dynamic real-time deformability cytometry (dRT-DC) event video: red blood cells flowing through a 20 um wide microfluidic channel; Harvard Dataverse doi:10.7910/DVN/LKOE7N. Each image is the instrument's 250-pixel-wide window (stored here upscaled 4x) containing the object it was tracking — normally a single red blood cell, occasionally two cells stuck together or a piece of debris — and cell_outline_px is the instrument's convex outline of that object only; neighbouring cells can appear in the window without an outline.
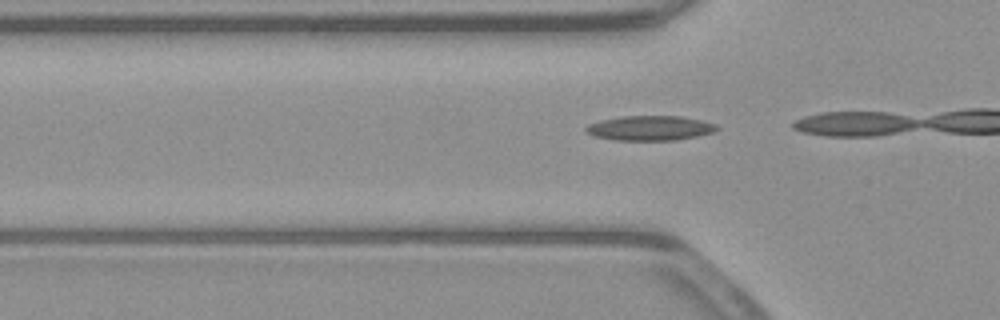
{"species": "common noctule bat (a hibernating species)", "species_latin": "Nyctalus noctula", "temperature_condition": "warm", "stored_images_in_passage": 4, "camera_frame_rate_fps": 3000, "um_per_image_px": 0.085, "animal": {"sex": "male", "body_mass_g": 23.1, "forearm_length_mm": 52.7}, "frame": {"image": 1, "passage_image": 2, "time_ms": 0.333, "image_size_px": [1000, 320], "cell_outline_px": [[720, 128], [716, 132], [676, 140], [612, 140], [596, 136], [584, 132], [584, 128], [588, 124], [600, 120], [620, 116], [680, 116], [704, 120], [716, 124]], "centroid_in_image_um": [55.26, 10.88], "position_along_channel_um": 70.5, "area_um2": 19.13}}